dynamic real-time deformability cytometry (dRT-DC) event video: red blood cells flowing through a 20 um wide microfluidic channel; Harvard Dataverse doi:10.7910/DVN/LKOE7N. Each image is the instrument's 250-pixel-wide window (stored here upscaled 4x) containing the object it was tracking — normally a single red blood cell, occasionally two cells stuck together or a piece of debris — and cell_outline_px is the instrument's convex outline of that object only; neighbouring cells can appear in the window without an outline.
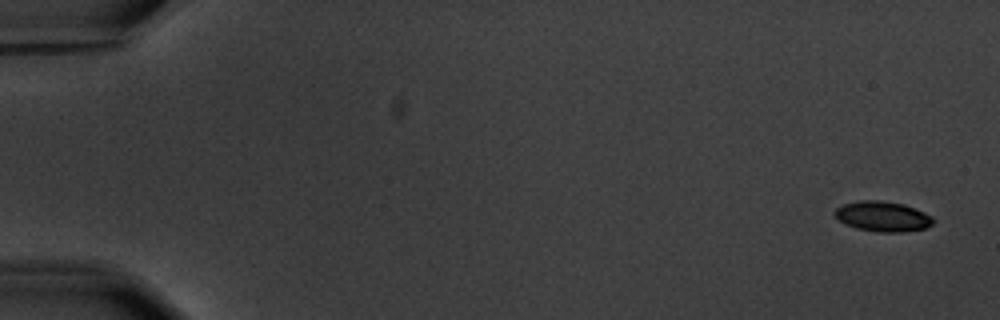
{"species": "common noctule bat (a hibernating species)", "species_latin": "Nyctalus noctula", "temperature_condition": "warm", "stored_images_in_passage": 6, "camera_frame_rate_fps": 3000, "um_per_image_px": 0.085, "animal": {"sex": "male", "body_mass_g": 20.1, "forearm_length_mm": 53.5}, "frame": {"image": 1, "passage_image": 1, "time_ms": 0.0, "image_size_px": [1000, 320], "cell_outline_px": [[936, 220], [932, 224], [924, 228], [904, 232], [876, 232], [856, 228], [844, 224], [832, 212], [836, 208], [844, 204], [860, 200], [880, 200], [904, 204], [924, 212], [932, 216]], "centroid_in_image_um": [75.03, 18.4], "position_along_channel_um": 10.0, "area_um2": 17.4}}
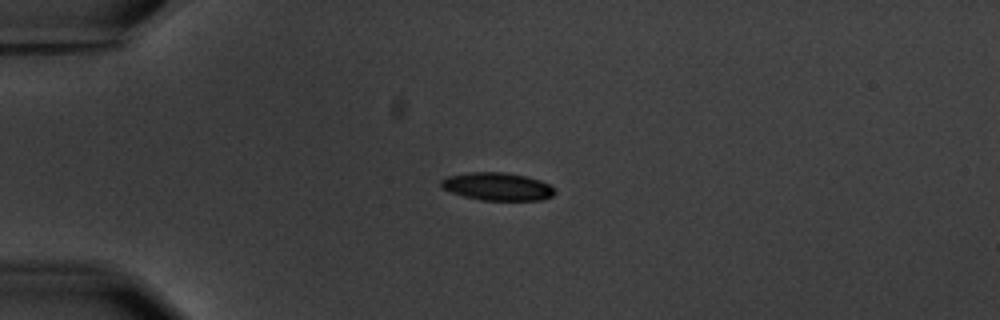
{"frame": {"image": 2, "passage_image": 4, "time_ms": 4.333, "image_size_px": [1000, 320], "cell_outline_px": [[556, 192], [552, 196], [540, 200], [480, 200], [464, 196], [452, 192], [444, 188], [440, 184], [440, 180], [448, 176], [468, 172], [504, 172], [524, 176], [540, 180], [548, 184]], "centroid_in_image_um": [42.26, 15.85], "position_along_channel_um": 42.7, "area_um2": 18.26}}
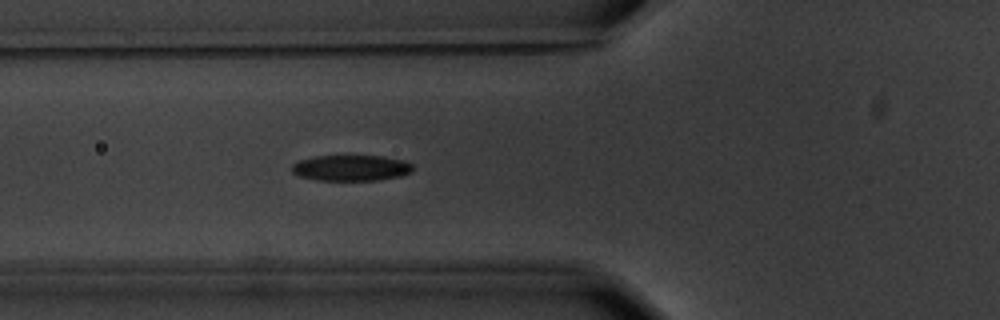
{"frame": {"image": 3, "passage_image": 6, "time_ms": 6.667, "image_size_px": [1000, 320], "cell_outline_px": [[412, 172], [400, 176], [376, 180], [316, 180], [296, 176], [292, 172], [292, 164], [300, 160], [316, 156], [384, 156], [404, 160], [412, 164]], "centroid_in_image_um": [29.83, 14.27], "position_along_channel_um": 96.0, "area_um2": 18.26}}